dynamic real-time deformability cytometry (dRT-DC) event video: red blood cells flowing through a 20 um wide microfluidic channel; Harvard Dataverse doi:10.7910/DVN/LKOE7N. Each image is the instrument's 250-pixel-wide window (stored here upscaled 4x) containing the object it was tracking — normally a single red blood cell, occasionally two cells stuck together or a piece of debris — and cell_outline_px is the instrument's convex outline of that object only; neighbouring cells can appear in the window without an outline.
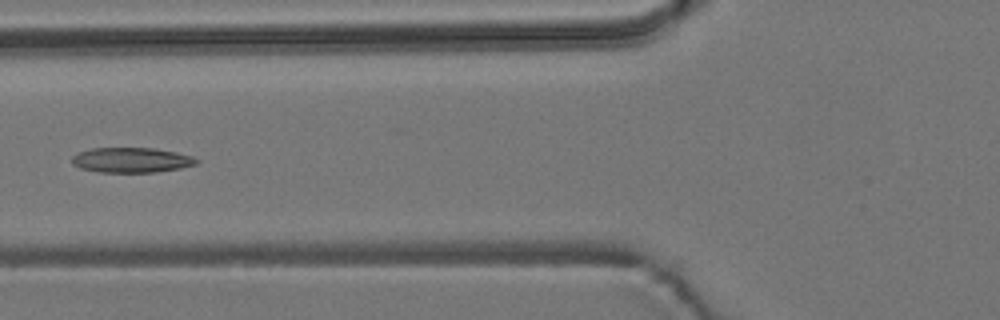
{"species": "common noctule bat (a hibernating species)", "species_latin": "Nyctalus noctula", "temperature_condition": "room temperature", "stored_images_in_passage": 6, "camera_frame_rate_fps": 3000, "um_per_image_px": 0.085, "animal": {"sex": "male", "body_mass_g": 19.2, "forearm_length_mm": 51.8}, "frame": {"image": 1, "passage_image": 6, "time_ms": 6.667, "image_size_px": [1000, 320], "cell_outline_px": [[200, 160], [196, 164], [180, 168], [156, 172], [96, 172], [80, 168], [72, 164], [72, 156], [76, 152], [92, 148], [152, 148], [176, 152], [192, 156]], "centroid_in_image_um": [11.14, 13.6], "position_along_channel_um": 114.7, "area_um2": 18.26}}